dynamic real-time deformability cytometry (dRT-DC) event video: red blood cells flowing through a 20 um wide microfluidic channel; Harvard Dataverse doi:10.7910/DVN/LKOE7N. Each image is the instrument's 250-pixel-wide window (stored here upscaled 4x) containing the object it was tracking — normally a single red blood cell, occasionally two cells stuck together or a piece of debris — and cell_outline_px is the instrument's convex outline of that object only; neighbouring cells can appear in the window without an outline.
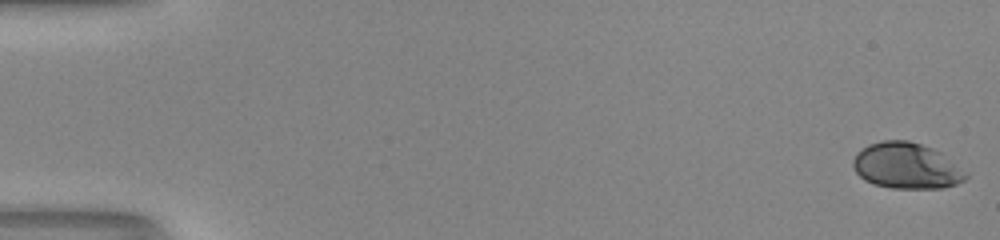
{"species": "human", "species_latin": "Homo sapiens", "temperature_condition": "room temperature", "stored_images_in_passage": 52, "camera_frame_rate_fps": 3000, "um_per_image_px": 0.085, "donor": {"sex": "male"}, "frame": {"image": 1, "passage_image": 1, "time_ms": 0.0, "image_size_px": [1000, 240], "cell_outline_px": [[968, 176], [964, 180], [956, 184], [944, 188], [892, 188], [872, 184], [864, 180], [856, 172], [852, 164], [852, 160], [856, 152], [868, 144], [884, 140], [908, 140], [932, 148], [940, 152], [968, 172]], "centroid_in_image_um": [77.04, 14.1], "position_along_channel_um": 8.0, "area_um2": 30.4}}
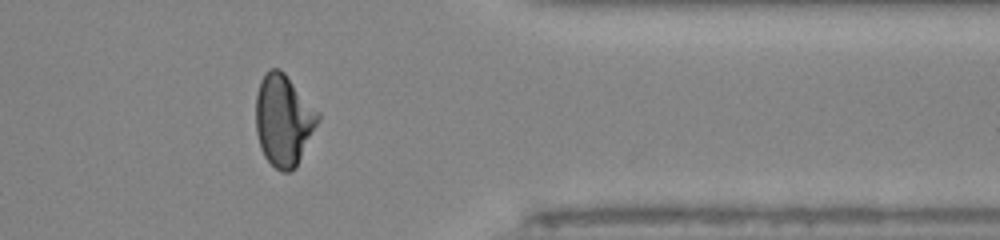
{"frame": {"image": 2, "passage_image": 43, "time_ms": 14.0, "image_size_px": [1000, 240], "cell_outline_px": [[320, 120], [296, 168], [288, 172], [280, 172], [264, 156], [260, 148], [256, 132], [256, 92], [260, 80], [264, 72], [268, 68], [280, 68], [284, 72], [320, 112]], "centroid_in_image_um": [24.1, 10.19], "position_along_channel_um": 387.3, "area_um2": 33.58}}
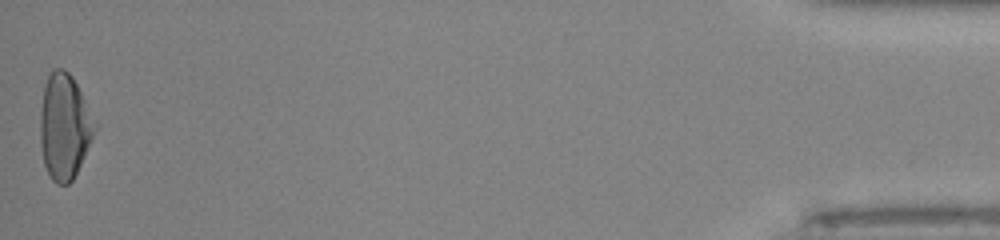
{"frame": {"image": 3, "passage_image": 52, "time_ms": 17.0, "image_size_px": [1000, 240], "cell_outline_px": [[100, 124], [72, 180], [68, 184], [56, 184], [48, 176], [44, 164], [40, 144], [40, 112], [44, 84], [52, 68], [64, 68], [72, 76]], "centroid_in_image_um": [5.5, 10.73], "position_along_channel_um": 429.7, "area_um2": 34.22}, "authors_computed_cell_mechanics": {"area_um2": 31.6744, "velocity_mm_per_s": 4.1187, "shape_relaxation_time_tau1_ms": 4.6497, "shape_relaxation_time_tau2_ms": null, "deformation_change_tau1": 0.1878, "deformation_change_tau2": null}}